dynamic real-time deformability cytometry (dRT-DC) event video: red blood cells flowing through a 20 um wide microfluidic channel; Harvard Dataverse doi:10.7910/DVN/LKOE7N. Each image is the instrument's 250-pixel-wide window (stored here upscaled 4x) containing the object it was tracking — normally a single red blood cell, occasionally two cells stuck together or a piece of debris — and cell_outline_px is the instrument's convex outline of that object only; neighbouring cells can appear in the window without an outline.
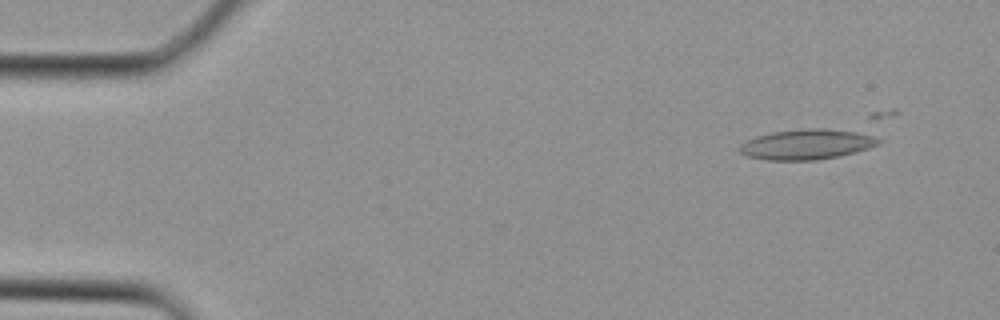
{"species": "Egyptian fruit bat (a non-hibernating species)", "species_latin": "Rousettus aegyptiacus", "temperature_condition": "cold", "stored_images_in_passage": 2, "camera_frame_rate_fps": 3000, "um_per_image_px": 0.085, "animal": {"sex": "female"}, "frame": {"image": 1, "passage_image": 2, "time_ms": 0.333, "image_size_px": [1000, 320], "cell_outline_px": [[880, 144], [856, 152], [816, 160], [768, 160], [748, 156], [740, 152], [740, 144], [756, 136], [772, 132], [808, 128], [820, 128], [856, 132], [872, 136], [880, 140]], "centroid_in_image_um": [68.56, 12.27], "position_along_channel_um": 16.4, "area_um2": 24.1}}